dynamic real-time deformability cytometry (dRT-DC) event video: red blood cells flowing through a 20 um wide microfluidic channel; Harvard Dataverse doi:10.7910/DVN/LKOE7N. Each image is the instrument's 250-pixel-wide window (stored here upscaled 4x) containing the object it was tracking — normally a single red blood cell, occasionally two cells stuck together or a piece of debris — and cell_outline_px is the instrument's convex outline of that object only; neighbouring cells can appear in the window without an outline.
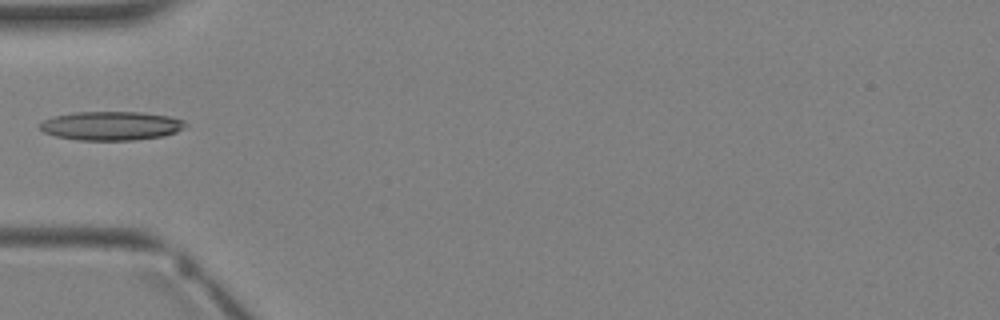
{"species": "Egyptian fruit bat (a non-hibernating species)", "species_latin": "Rousettus aegyptiacus", "temperature_condition": "warm", "stored_images_in_passage": 4, "camera_frame_rate_fps": 3000, "um_per_image_px": 0.085, "animal": {"sex": "female"}, "frame": {"image": 1, "passage_image": 4, "time_ms": 3.667, "image_size_px": [1000, 320], "cell_outline_px": [[188, 124], [184, 128], [176, 132], [164, 136], [136, 140], [80, 140], [56, 136], [44, 132], [36, 124], [44, 120], [56, 116], [76, 112], [144, 112], [168, 116], [184, 120]], "centroid_in_image_um": [9.48, 10.69], "position_along_channel_um": 75.5, "area_um2": 24.57}}